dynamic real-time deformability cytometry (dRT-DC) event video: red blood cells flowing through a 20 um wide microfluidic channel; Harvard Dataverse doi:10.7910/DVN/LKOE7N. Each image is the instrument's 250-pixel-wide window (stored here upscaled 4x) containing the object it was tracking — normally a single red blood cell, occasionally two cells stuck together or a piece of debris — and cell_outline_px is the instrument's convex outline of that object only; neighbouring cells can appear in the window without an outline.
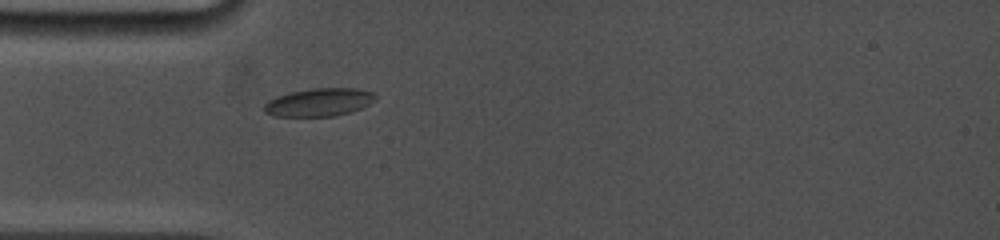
{"species": "common noctule bat (a hibernating species)", "species_latin": "Nyctalus noctula", "temperature_condition": "cold", "stored_images_in_passage": 3, "camera_frame_rate_fps": 5000, "um_per_image_px": 0.085, "animal": {"sex": "female", "body_mass_g": 19.0, "forearm_length_mm": 53.3}, "frame": {"image": 1, "passage_image": 3, "time_ms": 2.4, "image_size_px": [1000, 240], "cell_outline_px": [[376, 100], [352, 112], [336, 116], [276, 116], [264, 112], [264, 104], [268, 100], [276, 96], [292, 92], [312, 88], [356, 88], [372, 92], [376, 96]], "centroid_in_image_um": [27.12, 8.69], "position_along_channel_um": 57.9, "area_um2": 18.15}}